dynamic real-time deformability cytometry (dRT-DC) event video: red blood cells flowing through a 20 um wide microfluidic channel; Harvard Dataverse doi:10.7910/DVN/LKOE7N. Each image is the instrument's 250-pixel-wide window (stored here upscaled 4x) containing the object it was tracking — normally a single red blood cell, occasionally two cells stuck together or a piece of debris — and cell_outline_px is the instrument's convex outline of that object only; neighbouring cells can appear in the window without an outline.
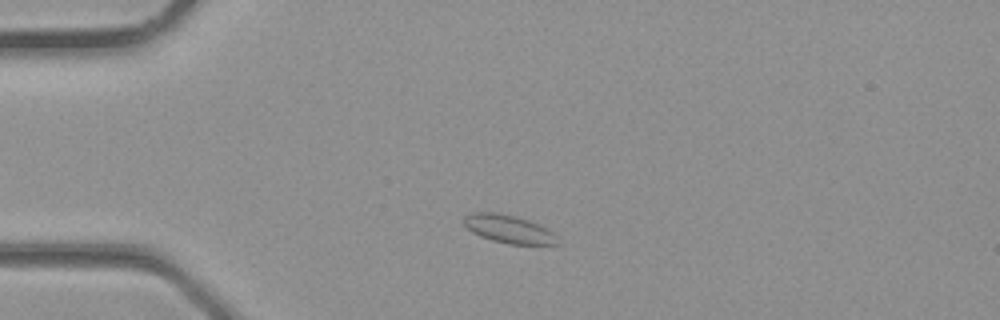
{"species": "common noctule bat (a hibernating species)", "species_latin": "Nyctalus noctula", "temperature_condition": "room temperature", "stored_images_in_passage": 3, "camera_frame_rate_fps": 3000, "um_per_image_px": 0.085, "animal": {"sex": "male", "body_mass_g": 23.1, "forearm_length_mm": 52.7}, "frame": {"image": 1, "passage_image": 2, "time_ms": 0.333, "image_size_px": [1000, 320], "cell_outline_px": [[560, 244], [544, 248], [508, 244], [492, 240], [480, 236], [472, 232], [464, 224], [464, 216], [472, 212], [496, 212], [528, 220], [548, 228], [556, 236]], "centroid_in_image_um": [43.35, 19.53], "position_along_channel_um": 41.7, "area_um2": 15.95}}